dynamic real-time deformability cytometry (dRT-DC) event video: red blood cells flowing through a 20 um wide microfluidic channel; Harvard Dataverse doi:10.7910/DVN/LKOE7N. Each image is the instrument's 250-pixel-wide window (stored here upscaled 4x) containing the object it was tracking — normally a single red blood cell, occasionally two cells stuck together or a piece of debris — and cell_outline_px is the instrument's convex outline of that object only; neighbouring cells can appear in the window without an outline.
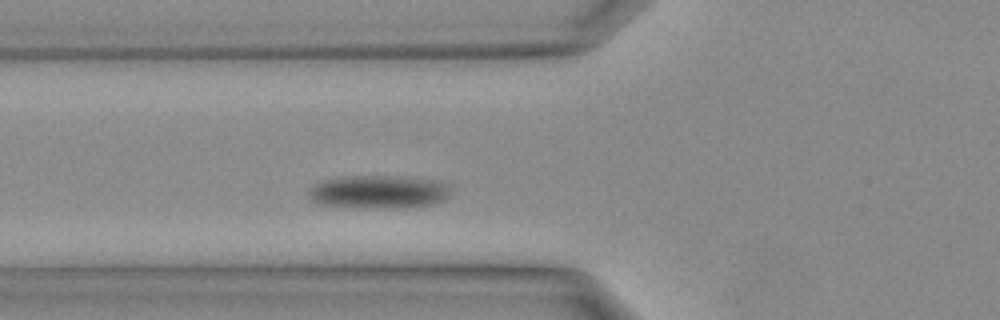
{"species": "Egyptian fruit bat (a non-hibernating species)", "species_latin": "Rousettus aegyptiacus", "temperature_condition": "warm", "stored_images_in_passage": 27, "camera_frame_rate_fps": 3000, "um_per_image_px": 0.085, "animal": {"sex": "female"}, "frame": {"image": 1, "passage_image": 5, "time_ms": 1.333, "image_size_px": [1000, 320], "cell_outline_px": [[448, 192], [444, 200], [436, 204], [404, 208], [356, 208], [316, 204], [308, 196], [308, 188], [324, 180], [348, 176], [384, 176], [432, 180], [444, 184], [448, 188]], "centroid_in_image_um": [32.09, 16.34], "position_along_channel_um": 93.7, "area_um2": 27.4}}